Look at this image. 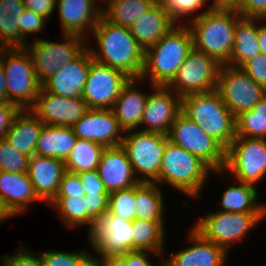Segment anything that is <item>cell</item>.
I'll return each mask as SVG.
<instances>
[{"label":"cell","mask_w":266,"mask_h":266,"mask_svg":"<svg viewBox=\"0 0 266 266\" xmlns=\"http://www.w3.org/2000/svg\"><path fill=\"white\" fill-rule=\"evenodd\" d=\"M209 7L214 10L239 11L242 7V0H213Z\"/></svg>","instance_id":"obj_52"},{"label":"cell","mask_w":266,"mask_h":266,"mask_svg":"<svg viewBox=\"0 0 266 266\" xmlns=\"http://www.w3.org/2000/svg\"><path fill=\"white\" fill-rule=\"evenodd\" d=\"M85 196V189L75 173L66 172L62 177L55 197Z\"/></svg>","instance_id":"obj_46"},{"label":"cell","mask_w":266,"mask_h":266,"mask_svg":"<svg viewBox=\"0 0 266 266\" xmlns=\"http://www.w3.org/2000/svg\"><path fill=\"white\" fill-rule=\"evenodd\" d=\"M138 82L141 83V80L130 79L122 88L112 107V111L124 132L139 130L140 128L148 94L138 90L136 86Z\"/></svg>","instance_id":"obj_26"},{"label":"cell","mask_w":266,"mask_h":266,"mask_svg":"<svg viewBox=\"0 0 266 266\" xmlns=\"http://www.w3.org/2000/svg\"><path fill=\"white\" fill-rule=\"evenodd\" d=\"M157 183L140 182L136 184L137 220L164 221V198Z\"/></svg>","instance_id":"obj_32"},{"label":"cell","mask_w":266,"mask_h":266,"mask_svg":"<svg viewBox=\"0 0 266 266\" xmlns=\"http://www.w3.org/2000/svg\"><path fill=\"white\" fill-rule=\"evenodd\" d=\"M150 251L131 250L125 254L127 266H153L150 260Z\"/></svg>","instance_id":"obj_51"},{"label":"cell","mask_w":266,"mask_h":266,"mask_svg":"<svg viewBox=\"0 0 266 266\" xmlns=\"http://www.w3.org/2000/svg\"><path fill=\"white\" fill-rule=\"evenodd\" d=\"M221 65L215 58L193 47L167 86L181 98L211 92L216 90Z\"/></svg>","instance_id":"obj_11"},{"label":"cell","mask_w":266,"mask_h":266,"mask_svg":"<svg viewBox=\"0 0 266 266\" xmlns=\"http://www.w3.org/2000/svg\"><path fill=\"white\" fill-rule=\"evenodd\" d=\"M2 266H43L39 253L36 255L25 247L18 248L12 255L3 254Z\"/></svg>","instance_id":"obj_42"},{"label":"cell","mask_w":266,"mask_h":266,"mask_svg":"<svg viewBox=\"0 0 266 266\" xmlns=\"http://www.w3.org/2000/svg\"><path fill=\"white\" fill-rule=\"evenodd\" d=\"M85 251L63 252L42 251L39 253L43 266H72L85 254Z\"/></svg>","instance_id":"obj_41"},{"label":"cell","mask_w":266,"mask_h":266,"mask_svg":"<svg viewBox=\"0 0 266 266\" xmlns=\"http://www.w3.org/2000/svg\"><path fill=\"white\" fill-rule=\"evenodd\" d=\"M189 235L192 245L167 259L161 258L159 266H224L229 253L204 238L193 227Z\"/></svg>","instance_id":"obj_21"},{"label":"cell","mask_w":266,"mask_h":266,"mask_svg":"<svg viewBox=\"0 0 266 266\" xmlns=\"http://www.w3.org/2000/svg\"><path fill=\"white\" fill-rule=\"evenodd\" d=\"M56 2L57 0H23V5L25 9L48 20L56 8Z\"/></svg>","instance_id":"obj_49"},{"label":"cell","mask_w":266,"mask_h":266,"mask_svg":"<svg viewBox=\"0 0 266 266\" xmlns=\"http://www.w3.org/2000/svg\"><path fill=\"white\" fill-rule=\"evenodd\" d=\"M72 266H102L100 258L94 257L93 254L86 252L76 263Z\"/></svg>","instance_id":"obj_54"},{"label":"cell","mask_w":266,"mask_h":266,"mask_svg":"<svg viewBox=\"0 0 266 266\" xmlns=\"http://www.w3.org/2000/svg\"><path fill=\"white\" fill-rule=\"evenodd\" d=\"M243 17L260 18L266 12V0H242L238 11Z\"/></svg>","instance_id":"obj_50"},{"label":"cell","mask_w":266,"mask_h":266,"mask_svg":"<svg viewBox=\"0 0 266 266\" xmlns=\"http://www.w3.org/2000/svg\"><path fill=\"white\" fill-rule=\"evenodd\" d=\"M168 141L167 135L156 132L129 130L124 133L121 146L140 182L159 185L162 157ZM136 173L143 176L140 178Z\"/></svg>","instance_id":"obj_7"},{"label":"cell","mask_w":266,"mask_h":266,"mask_svg":"<svg viewBox=\"0 0 266 266\" xmlns=\"http://www.w3.org/2000/svg\"><path fill=\"white\" fill-rule=\"evenodd\" d=\"M164 221L137 220L132 221L133 250H145L162 255L164 249Z\"/></svg>","instance_id":"obj_33"},{"label":"cell","mask_w":266,"mask_h":266,"mask_svg":"<svg viewBox=\"0 0 266 266\" xmlns=\"http://www.w3.org/2000/svg\"><path fill=\"white\" fill-rule=\"evenodd\" d=\"M257 37L261 54L266 55V24L258 25Z\"/></svg>","instance_id":"obj_56"},{"label":"cell","mask_w":266,"mask_h":266,"mask_svg":"<svg viewBox=\"0 0 266 266\" xmlns=\"http://www.w3.org/2000/svg\"><path fill=\"white\" fill-rule=\"evenodd\" d=\"M77 175L85 189V195H109L97 170L85 171Z\"/></svg>","instance_id":"obj_47"},{"label":"cell","mask_w":266,"mask_h":266,"mask_svg":"<svg viewBox=\"0 0 266 266\" xmlns=\"http://www.w3.org/2000/svg\"><path fill=\"white\" fill-rule=\"evenodd\" d=\"M260 18L241 16L235 26V38L233 48L227 65L241 67L251 58L260 54L258 44V26L255 24Z\"/></svg>","instance_id":"obj_28"},{"label":"cell","mask_w":266,"mask_h":266,"mask_svg":"<svg viewBox=\"0 0 266 266\" xmlns=\"http://www.w3.org/2000/svg\"><path fill=\"white\" fill-rule=\"evenodd\" d=\"M192 48L193 37L190 28L186 24L175 25L145 51L140 80L143 82L149 77L152 85L167 86Z\"/></svg>","instance_id":"obj_2"},{"label":"cell","mask_w":266,"mask_h":266,"mask_svg":"<svg viewBox=\"0 0 266 266\" xmlns=\"http://www.w3.org/2000/svg\"><path fill=\"white\" fill-rule=\"evenodd\" d=\"M14 217L11 212L6 208L3 201L0 198V222L5 221L8 218Z\"/></svg>","instance_id":"obj_57"},{"label":"cell","mask_w":266,"mask_h":266,"mask_svg":"<svg viewBox=\"0 0 266 266\" xmlns=\"http://www.w3.org/2000/svg\"><path fill=\"white\" fill-rule=\"evenodd\" d=\"M260 19L262 20V22L265 20L266 21V12L260 17Z\"/></svg>","instance_id":"obj_59"},{"label":"cell","mask_w":266,"mask_h":266,"mask_svg":"<svg viewBox=\"0 0 266 266\" xmlns=\"http://www.w3.org/2000/svg\"><path fill=\"white\" fill-rule=\"evenodd\" d=\"M88 203V232L93 228L100 216L108 211L109 195H85Z\"/></svg>","instance_id":"obj_44"},{"label":"cell","mask_w":266,"mask_h":266,"mask_svg":"<svg viewBox=\"0 0 266 266\" xmlns=\"http://www.w3.org/2000/svg\"><path fill=\"white\" fill-rule=\"evenodd\" d=\"M91 33L99 47L95 50L88 46L93 60L118 69L131 79H140L145 51L129 28L113 24L102 16Z\"/></svg>","instance_id":"obj_1"},{"label":"cell","mask_w":266,"mask_h":266,"mask_svg":"<svg viewBox=\"0 0 266 266\" xmlns=\"http://www.w3.org/2000/svg\"><path fill=\"white\" fill-rule=\"evenodd\" d=\"M102 266H127L124 255L99 256Z\"/></svg>","instance_id":"obj_53"},{"label":"cell","mask_w":266,"mask_h":266,"mask_svg":"<svg viewBox=\"0 0 266 266\" xmlns=\"http://www.w3.org/2000/svg\"><path fill=\"white\" fill-rule=\"evenodd\" d=\"M20 108L11 102L0 101V138H5L15 115Z\"/></svg>","instance_id":"obj_48"},{"label":"cell","mask_w":266,"mask_h":266,"mask_svg":"<svg viewBox=\"0 0 266 266\" xmlns=\"http://www.w3.org/2000/svg\"><path fill=\"white\" fill-rule=\"evenodd\" d=\"M216 172H229L238 182L258 184L266 176V139L235 136L226 149L224 169Z\"/></svg>","instance_id":"obj_8"},{"label":"cell","mask_w":266,"mask_h":266,"mask_svg":"<svg viewBox=\"0 0 266 266\" xmlns=\"http://www.w3.org/2000/svg\"><path fill=\"white\" fill-rule=\"evenodd\" d=\"M167 138L173 144L200 158L213 171L224 169L226 149L182 112L170 127Z\"/></svg>","instance_id":"obj_9"},{"label":"cell","mask_w":266,"mask_h":266,"mask_svg":"<svg viewBox=\"0 0 266 266\" xmlns=\"http://www.w3.org/2000/svg\"><path fill=\"white\" fill-rule=\"evenodd\" d=\"M216 91L234 117L251 110L266 96V89L242 68L227 64L220 66Z\"/></svg>","instance_id":"obj_12"},{"label":"cell","mask_w":266,"mask_h":266,"mask_svg":"<svg viewBox=\"0 0 266 266\" xmlns=\"http://www.w3.org/2000/svg\"><path fill=\"white\" fill-rule=\"evenodd\" d=\"M229 186L221 198V211L248 213V214H266V205L257 203L258 192L256 186L244 182Z\"/></svg>","instance_id":"obj_30"},{"label":"cell","mask_w":266,"mask_h":266,"mask_svg":"<svg viewBox=\"0 0 266 266\" xmlns=\"http://www.w3.org/2000/svg\"><path fill=\"white\" fill-rule=\"evenodd\" d=\"M212 172L216 173L200 158L168 141L162 157L159 185L165 183L199 199L205 181Z\"/></svg>","instance_id":"obj_5"},{"label":"cell","mask_w":266,"mask_h":266,"mask_svg":"<svg viewBox=\"0 0 266 266\" xmlns=\"http://www.w3.org/2000/svg\"><path fill=\"white\" fill-rule=\"evenodd\" d=\"M72 128L79 139L104 147L121 145L125 133L112 109H89Z\"/></svg>","instance_id":"obj_18"},{"label":"cell","mask_w":266,"mask_h":266,"mask_svg":"<svg viewBox=\"0 0 266 266\" xmlns=\"http://www.w3.org/2000/svg\"><path fill=\"white\" fill-rule=\"evenodd\" d=\"M96 170L108 194L140 183L121 145L105 147Z\"/></svg>","instance_id":"obj_20"},{"label":"cell","mask_w":266,"mask_h":266,"mask_svg":"<svg viewBox=\"0 0 266 266\" xmlns=\"http://www.w3.org/2000/svg\"><path fill=\"white\" fill-rule=\"evenodd\" d=\"M0 101L7 102L6 78L4 75V68L1 60V48H0Z\"/></svg>","instance_id":"obj_55"},{"label":"cell","mask_w":266,"mask_h":266,"mask_svg":"<svg viewBox=\"0 0 266 266\" xmlns=\"http://www.w3.org/2000/svg\"><path fill=\"white\" fill-rule=\"evenodd\" d=\"M235 135L266 139V96L251 110L235 117Z\"/></svg>","instance_id":"obj_36"},{"label":"cell","mask_w":266,"mask_h":266,"mask_svg":"<svg viewBox=\"0 0 266 266\" xmlns=\"http://www.w3.org/2000/svg\"><path fill=\"white\" fill-rule=\"evenodd\" d=\"M77 139L72 127L44 124L36 144L35 154L66 161Z\"/></svg>","instance_id":"obj_29"},{"label":"cell","mask_w":266,"mask_h":266,"mask_svg":"<svg viewBox=\"0 0 266 266\" xmlns=\"http://www.w3.org/2000/svg\"><path fill=\"white\" fill-rule=\"evenodd\" d=\"M23 0H0V48H25L20 40Z\"/></svg>","instance_id":"obj_31"},{"label":"cell","mask_w":266,"mask_h":266,"mask_svg":"<svg viewBox=\"0 0 266 266\" xmlns=\"http://www.w3.org/2000/svg\"><path fill=\"white\" fill-rule=\"evenodd\" d=\"M63 37L65 42L62 43L34 38L32 47L28 43L25 46L41 84L86 48L87 44L83 37L68 34H64Z\"/></svg>","instance_id":"obj_13"},{"label":"cell","mask_w":266,"mask_h":266,"mask_svg":"<svg viewBox=\"0 0 266 266\" xmlns=\"http://www.w3.org/2000/svg\"><path fill=\"white\" fill-rule=\"evenodd\" d=\"M56 3L63 34L84 38L86 31H93L103 16V7H98L93 0H57Z\"/></svg>","instance_id":"obj_22"},{"label":"cell","mask_w":266,"mask_h":266,"mask_svg":"<svg viewBox=\"0 0 266 266\" xmlns=\"http://www.w3.org/2000/svg\"><path fill=\"white\" fill-rule=\"evenodd\" d=\"M241 16L237 11L209 7L190 18L186 25L192 33L193 47L220 64H227L233 48L236 22Z\"/></svg>","instance_id":"obj_3"},{"label":"cell","mask_w":266,"mask_h":266,"mask_svg":"<svg viewBox=\"0 0 266 266\" xmlns=\"http://www.w3.org/2000/svg\"><path fill=\"white\" fill-rule=\"evenodd\" d=\"M66 172L64 160L35 154L30 157L27 173L38 198L49 204L55 198Z\"/></svg>","instance_id":"obj_23"},{"label":"cell","mask_w":266,"mask_h":266,"mask_svg":"<svg viewBox=\"0 0 266 266\" xmlns=\"http://www.w3.org/2000/svg\"><path fill=\"white\" fill-rule=\"evenodd\" d=\"M136 185L115 191L109 194L108 212L125 219L133 221L136 216Z\"/></svg>","instance_id":"obj_38"},{"label":"cell","mask_w":266,"mask_h":266,"mask_svg":"<svg viewBox=\"0 0 266 266\" xmlns=\"http://www.w3.org/2000/svg\"><path fill=\"white\" fill-rule=\"evenodd\" d=\"M88 236L98 256L124 255L133 250L132 221L121 219L108 211L99 217Z\"/></svg>","instance_id":"obj_15"},{"label":"cell","mask_w":266,"mask_h":266,"mask_svg":"<svg viewBox=\"0 0 266 266\" xmlns=\"http://www.w3.org/2000/svg\"><path fill=\"white\" fill-rule=\"evenodd\" d=\"M158 0H110L103 16L111 23L130 28Z\"/></svg>","instance_id":"obj_34"},{"label":"cell","mask_w":266,"mask_h":266,"mask_svg":"<svg viewBox=\"0 0 266 266\" xmlns=\"http://www.w3.org/2000/svg\"><path fill=\"white\" fill-rule=\"evenodd\" d=\"M44 123L30 110L20 109L15 115L5 139L18 152L35 155V148Z\"/></svg>","instance_id":"obj_27"},{"label":"cell","mask_w":266,"mask_h":266,"mask_svg":"<svg viewBox=\"0 0 266 266\" xmlns=\"http://www.w3.org/2000/svg\"><path fill=\"white\" fill-rule=\"evenodd\" d=\"M182 113L227 149L235 138V117L216 90L182 97Z\"/></svg>","instance_id":"obj_4"},{"label":"cell","mask_w":266,"mask_h":266,"mask_svg":"<svg viewBox=\"0 0 266 266\" xmlns=\"http://www.w3.org/2000/svg\"><path fill=\"white\" fill-rule=\"evenodd\" d=\"M7 55V56H6ZM6 78L7 102L20 109H30L42 88L26 48H1Z\"/></svg>","instance_id":"obj_6"},{"label":"cell","mask_w":266,"mask_h":266,"mask_svg":"<svg viewBox=\"0 0 266 266\" xmlns=\"http://www.w3.org/2000/svg\"><path fill=\"white\" fill-rule=\"evenodd\" d=\"M20 17V40L26 45L28 43L26 42L28 39L26 35L41 32L47 19L28 9H25Z\"/></svg>","instance_id":"obj_43"},{"label":"cell","mask_w":266,"mask_h":266,"mask_svg":"<svg viewBox=\"0 0 266 266\" xmlns=\"http://www.w3.org/2000/svg\"><path fill=\"white\" fill-rule=\"evenodd\" d=\"M175 25L161 1L137 19L129 28L139 46L146 51L167 34Z\"/></svg>","instance_id":"obj_24"},{"label":"cell","mask_w":266,"mask_h":266,"mask_svg":"<svg viewBox=\"0 0 266 266\" xmlns=\"http://www.w3.org/2000/svg\"><path fill=\"white\" fill-rule=\"evenodd\" d=\"M171 19L178 24L180 19L195 14L206 4L207 0H160Z\"/></svg>","instance_id":"obj_40"},{"label":"cell","mask_w":266,"mask_h":266,"mask_svg":"<svg viewBox=\"0 0 266 266\" xmlns=\"http://www.w3.org/2000/svg\"><path fill=\"white\" fill-rule=\"evenodd\" d=\"M105 147L93 141L77 139L70 156L65 161L70 173L96 170Z\"/></svg>","instance_id":"obj_35"},{"label":"cell","mask_w":266,"mask_h":266,"mask_svg":"<svg viewBox=\"0 0 266 266\" xmlns=\"http://www.w3.org/2000/svg\"><path fill=\"white\" fill-rule=\"evenodd\" d=\"M130 79L124 72L93 60L81 97L89 109H112Z\"/></svg>","instance_id":"obj_14"},{"label":"cell","mask_w":266,"mask_h":266,"mask_svg":"<svg viewBox=\"0 0 266 266\" xmlns=\"http://www.w3.org/2000/svg\"><path fill=\"white\" fill-rule=\"evenodd\" d=\"M152 88L154 92L148 93L140 124L146 127L140 131L167 135L176 117L182 112V98L168 86L152 85Z\"/></svg>","instance_id":"obj_16"},{"label":"cell","mask_w":266,"mask_h":266,"mask_svg":"<svg viewBox=\"0 0 266 266\" xmlns=\"http://www.w3.org/2000/svg\"><path fill=\"white\" fill-rule=\"evenodd\" d=\"M30 157L14 149L5 138H0V172H28Z\"/></svg>","instance_id":"obj_39"},{"label":"cell","mask_w":266,"mask_h":266,"mask_svg":"<svg viewBox=\"0 0 266 266\" xmlns=\"http://www.w3.org/2000/svg\"><path fill=\"white\" fill-rule=\"evenodd\" d=\"M93 57L86 48L72 61L42 83V89L52 94L74 98L81 97Z\"/></svg>","instance_id":"obj_19"},{"label":"cell","mask_w":266,"mask_h":266,"mask_svg":"<svg viewBox=\"0 0 266 266\" xmlns=\"http://www.w3.org/2000/svg\"><path fill=\"white\" fill-rule=\"evenodd\" d=\"M0 198L13 216L25 212L32 202L41 201L27 172H0Z\"/></svg>","instance_id":"obj_25"},{"label":"cell","mask_w":266,"mask_h":266,"mask_svg":"<svg viewBox=\"0 0 266 266\" xmlns=\"http://www.w3.org/2000/svg\"><path fill=\"white\" fill-rule=\"evenodd\" d=\"M94 1V3L96 4L97 3V1H104V3H105V7L104 8H106L108 5H109V3H110V0H93Z\"/></svg>","instance_id":"obj_58"},{"label":"cell","mask_w":266,"mask_h":266,"mask_svg":"<svg viewBox=\"0 0 266 266\" xmlns=\"http://www.w3.org/2000/svg\"><path fill=\"white\" fill-rule=\"evenodd\" d=\"M242 68L256 83L266 89V55L258 54L244 63Z\"/></svg>","instance_id":"obj_45"},{"label":"cell","mask_w":266,"mask_h":266,"mask_svg":"<svg viewBox=\"0 0 266 266\" xmlns=\"http://www.w3.org/2000/svg\"><path fill=\"white\" fill-rule=\"evenodd\" d=\"M264 218H266V214H248L218 210L199 218L193 228L204 238L212 241L228 253L229 247L235 241L242 240Z\"/></svg>","instance_id":"obj_10"},{"label":"cell","mask_w":266,"mask_h":266,"mask_svg":"<svg viewBox=\"0 0 266 266\" xmlns=\"http://www.w3.org/2000/svg\"><path fill=\"white\" fill-rule=\"evenodd\" d=\"M49 205L58 211L57 213L68 227L87 225L86 196L55 197Z\"/></svg>","instance_id":"obj_37"},{"label":"cell","mask_w":266,"mask_h":266,"mask_svg":"<svg viewBox=\"0 0 266 266\" xmlns=\"http://www.w3.org/2000/svg\"><path fill=\"white\" fill-rule=\"evenodd\" d=\"M30 110L46 125L72 127L89 107L82 97L66 98L41 88Z\"/></svg>","instance_id":"obj_17"}]
</instances>
